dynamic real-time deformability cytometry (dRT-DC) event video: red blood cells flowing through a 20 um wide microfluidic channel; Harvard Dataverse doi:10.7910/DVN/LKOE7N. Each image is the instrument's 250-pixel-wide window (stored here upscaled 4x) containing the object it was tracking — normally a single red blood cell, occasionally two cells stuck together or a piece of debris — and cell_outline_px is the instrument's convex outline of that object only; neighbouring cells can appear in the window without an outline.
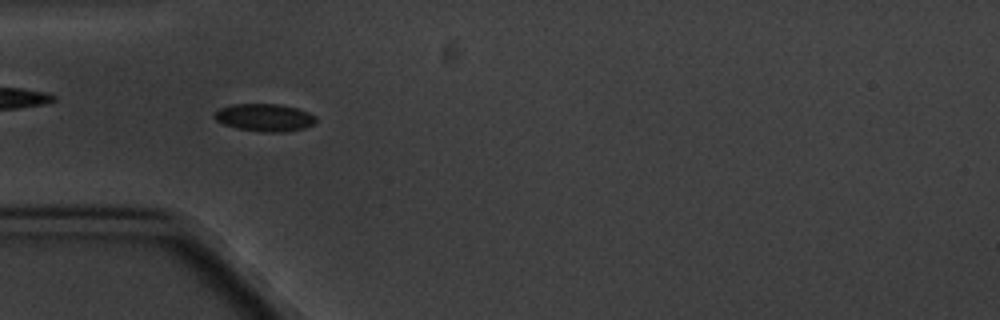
{"species": "common noctule bat (a hibernating species)", "species_latin": "Nyctalus noctula", "temperature_condition": "cold", "stored_images_in_passage": 7, "camera_frame_rate_fps": 3000, "um_per_image_px": 0.085, "animal": {"sex": "male", "body_mass_g": 20.1, "forearm_length_mm": 53.5}, "frame": {"image": 1, "passage_image": 6, "time_ms": 6.0, "image_size_px": [1000, 320], "cell_outline_px": [[316, 120], [312, 124], [304, 128], [284, 132], [264, 132], [236, 128], [224, 124], [216, 120], [212, 116], [212, 112], [220, 108], [232, 104], [276, 104], [296, 108], [308, 112], [316, 116]], "centroid_in_image_um": [22.44, 9.99], "position_along_channel_um": 62.6, "area_um2": 16.3}}